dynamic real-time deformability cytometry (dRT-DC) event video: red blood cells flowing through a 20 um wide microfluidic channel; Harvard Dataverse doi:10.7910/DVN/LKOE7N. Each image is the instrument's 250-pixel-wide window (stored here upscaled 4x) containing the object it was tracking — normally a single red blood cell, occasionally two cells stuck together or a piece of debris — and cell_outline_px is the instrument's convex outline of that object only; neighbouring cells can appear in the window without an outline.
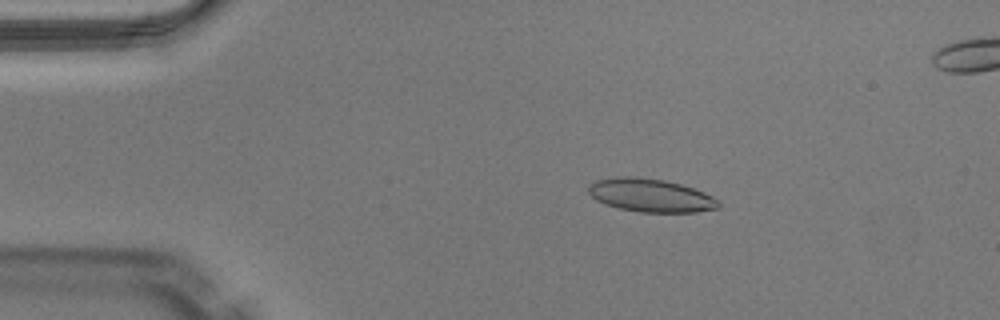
{"species": "Egyptian fruit bat (a non-hibernating species)", "species_latin": "Rousettus aegyptiacus", "temperature_condition": "warm", "stored_images_in_passage": 51, "segment_of_instrument_passage": [1, 2], "camera_frame_rate_fps": 3000, "um_per_image_px": 0.085, "animal": {"sex": "male"}, "frame": {"image": 1, "passage_image": 9, "time_ms": 2.667, "image_size_px": [1000, 320], "cell_outline_px": [[720, 208], [696, 212], [640, 212], [620, 208], [604, 204], [596, 200], [588, 192], [588, 184], [596, 180], [616, 176], [632, 176], [664, 180], [680, 184], [704, 192], [712, 196], [720, 204]], "centroid_in_image_um": [55.27, 16.6], "position_along_channel_um": 29.7, "area_um2": 25.2}}
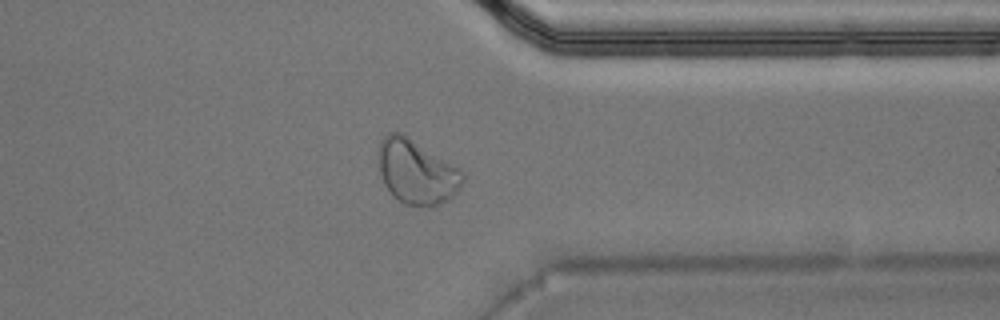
{"frame": {"image": 2, "passage_image": 39, "time_ms": 12.667, "image_size_px": [1000, 320], "cell_outline_px": [[464, 180], [460, 188], [448, 200], [440, 204], [428, 208], [424, 208], [404, 204], [392, 196], [384, 184], [380, 172], [380, 140], [388, 132], [400, 132], [408, 136], [460, 168], [464, 172]], "centroid_in_image_um": [35.44, 14.64], "position_along_channel_um": 376.0, "area_um2": 31.85}}
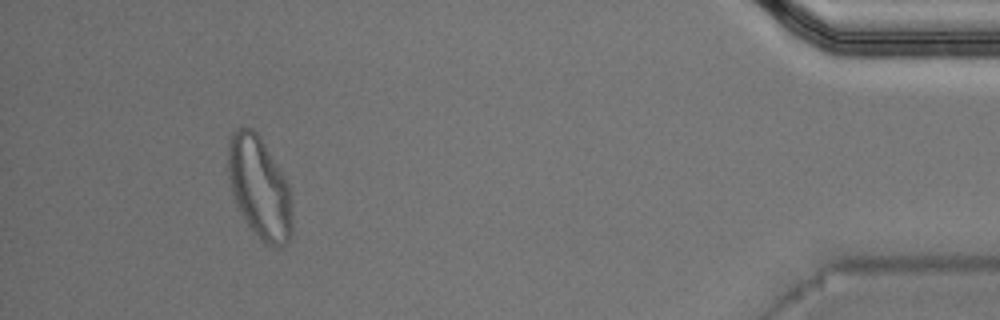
{"frame": {"image": 3, "passage_image": 46, "time_ms": 15.0, "image_size_px": [1000, 320], "cell_outline_px": [[292, 236], [284, 244], [276, 248], [264, 244], [260, 240], [248, 224], [240, 212], [236, 204], [232, 192], [228, 176], [228, 140], [232, 132], [240, 124], [252, 128], [260, 136], [284, 176], [288, 184], [292, 220]], "centroid_in_image_um": [22.03, 15.93], "position_along_channel_um": 413.2, "area_um2": 38.21}}